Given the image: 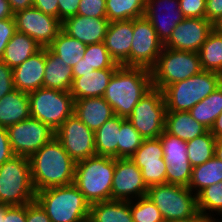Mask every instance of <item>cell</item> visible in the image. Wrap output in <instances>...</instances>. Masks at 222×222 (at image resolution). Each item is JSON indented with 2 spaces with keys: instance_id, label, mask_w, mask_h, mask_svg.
Returning <instances> with one entry per match:
<instances>
[{
  "instance_id": "obj_1",
  "label": "cell",
  "mask_w": 222,
  "mask_h": 222,
  "mask_svg": "<svg viewBox=\"0 0 222 222\" xmlns=\"http://www.w3.org/2000/svg\"><path fill=\"white\" fill-rule=\"evenodd\" d=\"M29 161L35 192L74 183L76 162L55 136L35 152Z\"/></svg>"
},
{
  "instance_id": "obj_2",
  "label": "cell",
  "mask_w": 222,
  "mask_h": 222,
  "mask_svg": "<svg viewBox=\"0 0 222 222\" xmlns=\"http://www.w3.org/2000/svg\"><path fill=\"white\" fill-rule=\"evenodd\" d=\"M152 87L151 70L122 65L115 70L103 97L115 115L127 119Z\"/></svg>"
},
{
  "instance_id": "obj_3",
  "label": "cell",
  "mask_w": 222,
  "mask_h": 222,
  "mask_svg": "<svg viewBox=\"0 0 222 222\" xmlns=\"http://www.w3.org/2000/svg\"><path fill=\"white\" fill-rule=\"evenodd\" d=\"M35 200L51 222H84L90 214V203L74 183L40 190Z\"/></svg>"
},
{
  "instance_id": "obj_4",
  "label": "cell",
  "mask_w": 222,
  "mask_h": 222,
  "mask_svg": "<svg viewBox=\"0 0 222 222\" xmlns=\"http://www.w3.org/2000/svg\"><path fill=\"white\" fill-rule=\"evenodd\" d=\"M115 158L91 156L76 162L74 184L91 204L111 200Z\"/></svg>"
},
{
  "instance_id": "obj_5",
  "label": "cell",
  "mask_w": 222,
  "mask_h": 222,
  "mask_svg": "<svg viewBox=\"0 0 222 222\" xmlns=\"http://www.w3.org/2000/svg\"><path fill=\"white\" fill-rule=\"evenodd\" d=\"M221 84V74L202 70L197 75L166 86L162 90L166 112H188Z\"/></svg>"
},
{
  "instance_id": "obj_6",
  "label": "cell",
  "mask_w": 222,
  "mask_h": 222,
  "mask_svg": "<svg viewBox=\"0 0 222 222\" xmlns=\"http://www.w3.org/2000/svg\"><path fill=\"white\" fill-rule=\"evenodd\" d=\"M29 158L14 155L0 166V203L20 206L35 200Z\"/></svg>"
},
{
  "instance_id": "obj_7",
  "label": "cell",
  "mask_w": 222,
  "mask_h": 222,
  "mask_svg": "<svg viewBox=\"0 0 222 222\" xmlns=\"http://www.w3.org/2000/svg\"><path fill=\"white\" fill-rule=\"evenodd\" d=\"M202 71L197 52L163 47L151 69L152 85L161 91L168 85L183 81Z\"/></svg>"
},
{
  "instance_id": "obj_8",
  "label": "cell",
  "mask_w": 222,
  "mask_h": 222,
  "mask_svg": "<svg viewBox=\"0 0 222 222\" xmlns=\"http://www.w3.org/2000/svg\"><path fill=\"white\" fill-rule=\"evenodd\" d=\"M31 117L47 124L54 132L74 114L70 91L39 88L28 93Z\"/></svg>"
},
{
  "instance_id": "obj_9",
  "label": "cell",
  "mask_w": 222,
  "mask_h": 222,
  "mask_svg": "<svg viewBox=\"0 0 222 222\" xmlns=\"http://www.w3.org/2000/svg\"><path fill=\"white\" fill-rule=\"evenodd\" d=\"M147 197L160 210L164 221L188 218L198 211L196 195L186 186L153 185L148 187Z\"/></svg>"
},
{
  "instance_id": "obj_10",
  "label": "cell",
  "mask_w": 222,
  "mask_h": 222,
  "mask_svg": "<svg viewBox=\"0 0 222 222\" xmlns=\"http://www.w3.org/2000/svg\"><path fill=\"white\" fill-rule=\"evenodd\" d=\"M166 111L163 92L152 87L127 119L144 139H154L164 132Z\"/></svg>"
},
{
  "instance_id": "obj_11",
  "label": "cell",
  "mask_w": 222,
  "mask_h": 222,
  "mask_svg": "<svg viewBox=\"0 0 222 222\" xmlns=\"http://www.w3.org/2000/svg\"><path fill=\"white\" fill-rule=\"evenodd\" d=\"M7 131L14 155L26 158H30L55 136L47 124L33 117L9 126Z\"/></svg>"
},
{
  "instance_id": "obj_12",
  "label": "cell",
  "mask_w": 222,
  "mask_h": 222,
  "mask_svg": "<svg viewBox=\"0 0 222 222\" xmlns=\"http://www.w3.org/2000/svg\"><path fill=\"white\" fill-rule=\"evenodd\" d=\"M163 49V43L150 21L142 16L133 19V36L130 49V67L151 70Z\"/></svg>"
},
{
  "instance_id": "obj_13",
  "label": "cell",
  "mask_w": 222,
  "mask_h": 222,
  "mask_svg": "<svg viewBox=\"0 0 222 222\" xmlns=\"http://www.w3.org/2000/svg\"><path fill=\"white\" fill-rule=\"evenodd\" d=\"M16 29L47 48L62 30V22L35 7L26 8L13 14Z\"/></svg>"
},
{
  "instance_id": "obj_14",
  "label": "cell",
  "mask_w": 222,
  "mask_h": 222,
  "mask_svg": "<svg viewBox=\"0 0 222 222\" xmlns=\"http://www.w3.org/2000/svg\"><path fill=\"white\" fill-rule=\"evenodd\" d=\"M55 137L75 162L96 155L95 132L74 114L55 131Z\"/></svg>"
},
{
  "instance_id": "obj_15",
  "label": "cell",
  "mask_w": 222,
  "mask_h": 222,
  "mask_svg": "<svg viewBox=\"0 0 222 222\" xmlns=\"http://www.w3.org/2000/svg\"><path fill=\"white\" fill-rule=\"evenodd\" d=\"M163 147L166 162V183L188 187L192 166L188 159L187 143L177 136L164 132L158 137Z\"/></svg>"
},
{
  "instance_id": "obj_16",
  "label": "cell",
  "mask_w": 222,
  "mask_h": 222,
  "mask_svg": "<svg viewBox=\"0 0 222 222\" xmlns=\"http://www.w3.org/2000/svg\"><path fill=\"white\" fill-rule=\"evenodd\" d=\"M141 170L130 158H115L111 200L133 201L147 196Z\"/></svg>"
},
{
  "instance_id": "obj_17",
  "label": "cell",
  "mask_w": 222,
  "mask_h": 222,
  "mask_svg": "<svg viewBox=\"0 0 222 222\" xmlns=\"http://www.w3.org/2000/svg\"><path fill=\"white\" fill-rule=\"evenodd\" d=\"M130 159L141 170L147 187L166 184L167 165L163 158V147L159 138L144 139Z\"/></svg>"
},
{
  "instance_id": "obj_18",
  "label": "cell",
  "mask_w": 222,
  "mask_h": 222,
  "mask_svg": "<svg viewBox=\"0 0 222 222\" xmlns=\"http://www.w3.org/2000/svg\"><path fill=\"white\" fill-rule=\"evenodd\" d=\"M212 30L213 24L206 18H184L174 28L163 47L198 53Z\"/></svg>"
},
{
  "instance_id": "obj_19",
  "label": "cell",
  "mask_w": 222,
  "mask_h": 222,
  "mask_svg": "<svg viewBox=\"0 0 222 222\" xmlns=\"http://www.w3.org/2000/svg\"><path fill=\"white\" fill-rule=\"evenodd\" d=\"M144 16L153 25L158 39L163 44L169 39L177 24L185 18L179 8V0H146Z\"/></svg>"
},
{
  "instance_id": "obj_20",
  "label": "cell",
  "mask_w": 222,
  "mask_h": 222,
  "mask_svg": "<svg viewBox=\"0 0 222 222\" xmlns=\"http://www.w3.org/2000/svg\"><path fill=\"white\" fill-rule=\"evenodd\" d=\"M133 19L109 22L104 43L111 58L120 66L130 67Z\"/></svg>"
},
{
  "instance_id": "obj_21",
  "label": "cell",
  "mask_w": 222,
  "mask_h": 222,
  "mask_svg": "<svg viewBox=\"0 0 222 222\" xmlns=\"http://www.w3.org/2000/svg\"><path fill=\"white\" fill-rule=\"evenodd\" d=\"M109 25L107 18L75 15L62 22V30L86 45L104 42Z\"/></svg>"
},
{
  "instance_id": "obj_22",
  "label": "cell",
  "mask_w": 222,
  "mask_h": 222,
  "mask_svg": "<svg viewBox=\"0 0 222 222\" xmlns=\"http://www.w3.org/2000/svg\"><path fill=\"white\" fill-rule=\"evenodd\" d=\"M45 63L46 48H42L22 64L13 68L14 88L27 93L42 88Z\"/></svg>"
},
{
  "instance_id": "obj_23",
  "label": "cell",
  "mask_w": 222,
  "mask_h": 222,
  "mask_svg": "<svg viewBox=\"0 0 222 222\" xmlns=\"http://www.w3.org/2000/svg\"><path fill=\"white\" fill-rule=\"evenodd\" d=\"M74 115L93 132L115 116L112 107L104 97L74 100Z\"/></svg>"
},
{
  "instance_id": "obj_24",
  "label": "cell",
  "mask_w": 222,
  "mask_h": 222,
  "mask_svg": "<svg viewBox=\"0 0 222 222\" xmlns=\"http://www.w3.org/2000/svg\"><path fill=\"white\" fill-rule=\"evenodd\" d=\"M115 70H94L90 73H80V77H73L70 89L73 99L103 97Z\"/></svg>"
},
{
  "instance_id": "obj_25",
  "label": "cell",
  "mask_w": 222,
  "mask_h": 222,
  "mask_svg": "<svg viewBox=\"0 0 222 222\" xmlns=\"http://www.w3.org/2000/svg\"><path fill=\"white\" fill-rule=\"evenodd\" d=\"M30 117L27 92L14 89L0 100V127L8 128Z\"/></svg>"
},
{
  "instance_id": "obj_26",
  "label": "cell",
  "mask_w": 222,
  "mask_h": 222,
  "mask_svg": "<svg viewBox=\"0 0 222 222\" xmlns=\"http://www.w3.org/2000/svg\"><path fill=\"white\" fill-rule=\"evenodd\" d=\"M72 70V67L65 64L62 58L56 56L48 47L46 48L44 88L70 91L73 82Z\"/></svg>"
},
{
  "instance_id": "obj_27",
  "label": "cell",
  "mask_w": 222,
  "mask_h": 222,
  "mask_svg": "<svg viewBox=\"0 0 222 222\" xmlns=\"http://www.w3.org/2000/svg\"><path fill=\"white\" fill-rule=\"evenodd\" d=\"M164 130L186 142L208 131L189 112H166Z\"/></svg>"
},
{
  "instance_id": "obj_28",
  "label": "cell",
  "mask_w": 222,
  "mask_h": 222,
  "mask_svg": "<svg viewBox=\"0 0 222 222\" xmlns=\"http://www.w3.org/2000/svg\"><path fill=\"white\" fill-rule=\"evenodd\" d=\"M42 48L34 39L17 31L6 45L1 60L13 69Z\"/></svg>"
},
{
  "instance_id": "obj_29",
  "label": "cell",
  "mask_w": 222,
  "mask_h": 222,
  "mask_svg": "<svg viewBox=\"0 0 222 222\" xmlns=\"http://www.w3.org/2000/svg\"><path fill=\"white\" fill-rule=\"evenodd\" d=\"M89 216L95 222H134L130 201L109 200L93 203Z\"/></svg>"
},
{
  "instance_id": "obj_30",
  "label": "cell",
  "mask_w": 222,
  "mask_h": 222,
  "mask_svg": "<svg viewBox=\"0 0 222 222\" xmlns=\"http://www.w3.org/2000/svg\"><path fill=\"white\" fill-rule=\"evenodd\" d=\"M121 124L122 117L115 115L95 132L96 155L117 158Z\"/></svg>"
},
{
  "instance_id": "obj_31",
  "label": "cell",
  "mask_w": 222,
  "mask_h": 222,
  "mask_svg": "<svg viewBox=\"0 0 222 222\" xmlns=\"http://www.w3.org/2000/svg\"><path fill=\"white\" fill-rule=\"evenodd\" d=\"M222 181V161L215 155L205 163L192 168L188 188L197 195L202 189Z\"/></svg>"
},
{
  "instance_id": "obj_32",
  "label": "cell",
  "mask_w": 222,
  "mask_h": 222,
  "mask_svg": "<svg viewBox=\"0 0 222 222\" xmlns=\"http://www.w3.org/2000/svg\"><path fill=\"white\" fill-rule=\"evenodd\" d=\"M48 48L70 67H74L84 57L86 44L61 30Z\"/></svg>"
},
{
  "instance_id": "obj_33",
  "label": "cell",
  "mask_w": 222,
  "mask_h": 222,
  "mask_svg": "<svg viewBox=\"0 0 222 222\" xmlns=\"http://www.w3.org/2000/svg\"><path fill=\"white\" fill-rule=\"evenodd\" d=\"M188 112L197 122L210 130L222 112V84Z\"/></svg>"
},
{
  "instance_id": "obj_34",
  "label": "cell",
  "mask_w": 222,
  "mask_h": 222,
  "mask_svg": "<svg viewBox=\"0 0 222 222\" xmlns=\"http://www.w3.org/2000/svg\"><path fill=\"white\" fill-rule=\"evenodd\" d=\"M198 54L203 71H212L222 75V34L213 29Z\"/></svg>"
},
{
  "instance_id": "obj_35",
  "label": "cell",
  "mask_w": 222,
  "mask_h": 222,
  "mask_svg": "<svg viewBox=\"0 0 222 222\" xmlns=\"http://www.w3.org/2000/svg\"><path fill=\"white\" fill-rule=\"evenodd\" d=\"M106 17L109 22L144 16L146 0H106Z\"/></svg>"
},
{
  "instance_id": "obj_36",
  "label": "cell",
  "mask_w": 222,
  "mask_h": 222,
  "mask_svg": "<svg viewBox=\"0 0 222 222\" xmlns=\"http://www.w3.org/2000/svg\"><path fill=\"white\" fill-rule=\"evenodd\" d=\"M216 138L208 130L187 143L188 159L192 167L201 165L214 156Z\"/></svg>"
},
{
  "instance_id": "obj_37",
  "label": "cell",
  "mask_w": 222,
  "mask_h": 222,
  "mask_svg": "<svg viewBox=\"0 0 222 222\" xmlns=\"http://www.w3.org/2000/svg\"><path fill=\"white\" fill-rule=\"evenodd\" d=\"M197 209L206 217L222 215V181L202 189L197 195ZM215 214H212L214 213ZM217 212V213H216Z\"/></svg>"
},
{
  "instance_id": "obj_38",
  "label": "cell",
  "mask_w": 222,
  "mask_h": 222,
  "mask_svg": "<svg viewBox=\"0 0 222 222\" xmlns=\"http://www.w3.org/2000/svg\"><path fill=\"white\" fill-rule=\"evenodd\" d=\"M143 140L144 138L133 127L131 122L122 118L117 145V158H130L143 143Z\"/></svg>"
},
{
  "instance_id": "obj_39",
  "label": "cell",
  "mask_w": 222,
  "mask_h": 222,
  "mask_svg": "<svg viewBox=\"0 0 222 222\" xmlns=\"http://www.w3.org/2000/svg\"><path fill=\"white\" fill-rule=\"evenodd\" d=\"M83 60L95 70L117 69L120 66L111 58L104 42L86 45Z\"/></svg>"
},
{
  "instance_id": "obj_40",
  "label": "cell",
  "mask_w": 222,
  "mask_h": 222,
  "mask_svg": "<svg viewBox=\"0 0 222 222\" xmlns=\"http://www.w3.org/2000/svg\"><path fill=\"white\" fill-rule=\"evenodd\" d=\"M134 222H165L160 210L147 196L130 201Z\"/></svg>"
},
{
  "instance_id": "obj_41",
  "label": "cell",
  "mask_w": 222,
  "mask_h": 222,
  "mask_svg": "<svg viewBox=\"0 0 222 222\" xmlns=\"http://www.w3.org/2000/svg\"><path fill=\"white\" fill-rule=\"evenodd\" d=\"M105 2L106 0H80L77 14L86 17L107 18Z\"/></svg>"
},
{
  "instance_id": "obj_42",
  "label": "cell",
  "mask_w": 222,
  "mask_h": 222,
  "mask_svg": "<svg viewBox=\"0 0 222 222\" xmlns=\"http://www.w3.org/2000/svg\"><path fill=\"white\" fill-rule=\"evenodd\" d=\"M179 8L185 18H205L206 0H179Z\"/></svg>"
},
{
  "instance_id": "obj_43",
  "label": "cell",
  "mask_w": 222,
  "mask_h": 222,
  "mask_svg": "<svg viewBox=\"0 0 222 222\" xmlns=\"http://www.w3.org/2000/svg\"><path fill=\"white\" fill-rule=\"evenodd\" d=\"M16 32L14 17L0 20V59L4 54L6 45Z\"/></svg>"
},
{
  "instance_id": "obj_44",
  "label": "cell",
  "mask_w": 222,
  "mask_h": 222,
  "mask_svg": "<svg viewBox=\"0 0 222 222\" xmlns=\"http://www.w3.org/2000/svg\"><path fill=\"white\" fill-rule=\"evenodd\" d=\"M14 89L12 68L0 59V100Z\"/></svg>"
},
{
  "instance_id": "obj_45",
  "label": "cell",
  "mask_w": 222,
  "mask_h": 222,
  "mask_svg": "<svg viewBox=\"0 0 222 222\" xmlns=\"http://www.w3.org/2000/svg\"><path fill=\"white\" fill-rule=\"evenodd\" d=\"M26 222H51L41 205L34 200L26 204Z\"/></svg>"
},
{
  "instance_id": "obj_46",
  "label": "cell",
  "mask_w": 222,
  "mask_h": 222,
  "mask_svg": "<svg viewBox=\"0 0 222 222\" xmlns=\"http://www.w3.org/2000/svg\"><path fill=\"white\" fill-rule=\"evenodd\" d=\"M79 2L80 0H58L59 20L63 22L77 15Z\"/></svg>"
},
{
  "instance_id": "obj_47",
  "label": "cell",
  "mask_w": 222,
  "mask_h": 222,
  "mask_svg": "<svg viewBox=\"0 0 222 222\" xmlns=\"http://www.w3.org/2000/svg\"><path fill=\"white\" fill-rule=\"evenodd\" d=\"M13 156L14 153L9 142L7 128L0 127V166Z\"/></svg>"
},
{
  "instance_id": "obj_48",
  "label": "cell",
  "mask_w": 222,
  "mask_h": 222,
  "mask_svg": "<svg viewBox=\"0 0 222 222\" xmlns=\"http://www.w3.org/2000/svg\"><path fill=\"white\" fill-rule=\"evenodd\" d=\"M3 222H26V205L10 206L5 212Z\"/></svg>"
},
{
  "instance_id": "obj_49",
  "label": "cell",
  "mask_w": 222,
  "mask_h": 222,
  "mask_svg": "<svg viewBox=\"0 0 222 222\" xmlns=\"http://www.w3.org/2000/svg\"><path fill=\"white\" fill-rule=\"evenodd\" d=\"M222 17V0H206L205 18L212 24Z\"/></svg>"
},
{
  "instance_id": "obj_50",
  "label": "cell",
  "mask_w": 222,
  "mask_h": 222,
  "mask_svg": "<svg viewBox=\"0 0 222 222\" xmlns=\"http://www.w3.org/2000/svg\"><path fill=\"white\" fill-rule=\"evenodd\" d=\"M33 7L59 19L58 0H33Z\"/></svg>"
},
{
  "instance_id": "obj_51",
  "label": "cell",
  "mask_w": 222,
  "mask_h": 222,
  "mask_svg": "<svg viewBox=\"0 0 222 222\" xmlns=\"http://www.w3.org/2000/svg\"><path fill=\"white\" fill-rule=\"evenodd\" d=\"M12 13L33 7V0H7Z\"/></svg>"
},
{
  "instance_id": "obj_52",
  "label": "cell",
  "mask_w": 222,
  "mask_h": 222,
  "mask_svg": "<svg viewBox=\"0 0 222 222\" xmlns=\"http://www.w3.org/2000/svg\"><path fill=\"white\" fill-rule=\"evenodd\" d=\"M73 77H80V73L92 72L95 69L90 67L83 59H81L75 66L72 68Z\"/></svg>"
},
{
  "instance_id": "obj_53",
  "label": "cell",
  "mask_w": 222,
  "mask_h": 222,
  "mask_svg": "<svg viewBox=\"0 0 222 222\" xmlns=\"http://www.w3.org/2000/svg\"><path fill=\"white\" fill-rule=\"evenodd\" d=\"M210 132L216 139L222 140V112L215 120L213 126L210 129Z\"/></svg>"
},
{
  "instance_id": "obj_54",
  "label": "cell",
  "mask_w": 222,
  "mask_h": 222,
  "mask_svg": "<svg viewBox=\"0 0 222 222\" xmlns=\"http://www.w3.org/2000/svg\"><path fill=\"white\" fill-rule=\"evenodd\" d=\"M206 216L200 211H197L194 215L184 219H173L165 222H205Z\"/></svg>"
},
{
  "instance_id": "obj_55",
  "label": "cell",
  "mask_w": 222,
  "mask_h": 222,
  "mask_svg": "<svg viewBox=\"0 0 222 222\" xmlns=\"http://www.w3.org/2000/svg\"><path fill=\"white\" fill-rule=\"evenodd\" d=\"M13 17L7 0H0V20Z\"/></svg>"
},
{
  "instance_id": "obj_56",
  "label": "cell",
  "mask_w": 222,
  "mask_h": 222,
  "mask_svg": "<svg viewBox=\"0 0 222 222\" xmlns=\"http://www.w3.org/2000/svg\"><path fill=\"white\" fill-rule=\"evenodd\" d=\"M214 155L216 158L222 161V140L221 139L216 140Z\"/></svg>"
},
{
  "instance_id": "obj_57",
  "label": "cell",
  "mask_w": 222,
  "mask_h": 222,
  "mask_svg": "<svg viewBox=\"0 0 222 222\" xmlns=\"http://www.w3.org/2000/svg\"><path fill=\"white\" fill-rule=\"evenodd\" d=\"M213 29L222 34V17H220L216 22L213 23Z\"/></svg>"
},
{
  "instance_id": "obj_58",
  "label": "cell",
  "mask_w": 222,
  "mask_h": 222,
  "mask_svg": "<svg viewBox=\"0 0 222 222\" xmlns=\"http://www.w3.org/2000/svg\"><path fill=\"white\" fill-rule=\"evenodd\" d=\"M9 207H10L9 205L0 203V222H3L5 212Z\"/></svg>"
},
{
  "instance_id": "obj_59",
  "label": "cell",
  "mask_w": 222,
  "mask_h": 222,
  "mask_svg": "<svg viewBox=\"0 0 222 222\" xmlns=\"http://www.w3.org/2000/svg\"><path fill=\"white\" fill-rule=\"evenodd\" d=\"M205 222H222V219H216L214 217H206Z\"/></svg>"
},
{
  "instance_id": "obj_60",
  "label": "cell",
  "mask_w": 222,
  "mask_h": 222,
  "mask_svg": "<svg viewBox=\"0 0 222 222\" xmlns=\"http://www.w3.org/2000/svg\"><path fill=\"white\" fill-rule=\"evenodd\" d=\"M84 222H95L90 216H88Z\"/></svg>"
}]
</instances>
